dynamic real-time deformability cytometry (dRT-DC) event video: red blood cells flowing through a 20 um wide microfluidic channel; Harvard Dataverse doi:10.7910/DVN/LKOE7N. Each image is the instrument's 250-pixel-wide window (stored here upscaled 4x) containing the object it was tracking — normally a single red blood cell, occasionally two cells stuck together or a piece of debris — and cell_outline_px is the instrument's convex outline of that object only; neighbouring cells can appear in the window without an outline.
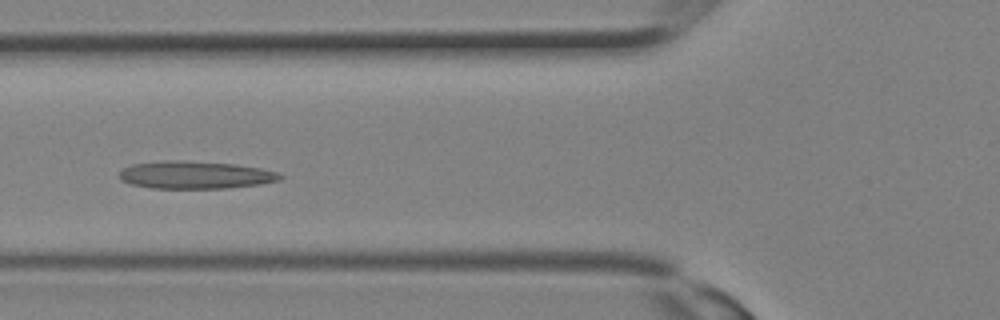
{"species": "Egyptian fruit bat (a non-hibernating species)", "species_latin": "Rousettus aegyptiacus", "temperature_condition": "room temperature", "stored_images_in_passage": 13, "camera_frame_rate_fps": 3000, "um_per_image_px": 0.085, "animal": {"sex": "female"}, "frame": {"image": 1, "passage_image": 6, "time_ms": 1.667, "image_size_px": [1000, 320], "cell_outline_px": [[284, 176], [280, 180], [260, 184], [224, 188], [152, 188], [132, 184], [120, 180], [120, 172], [124, 168], [132, 164], [164, 160], [184, 160], [236, 164], [260, 168], [276, 172]], "centroid_in_image_um": [16.6, 14.86], "position_along_channel_um": 109.2, "area_um2": 25.84}}
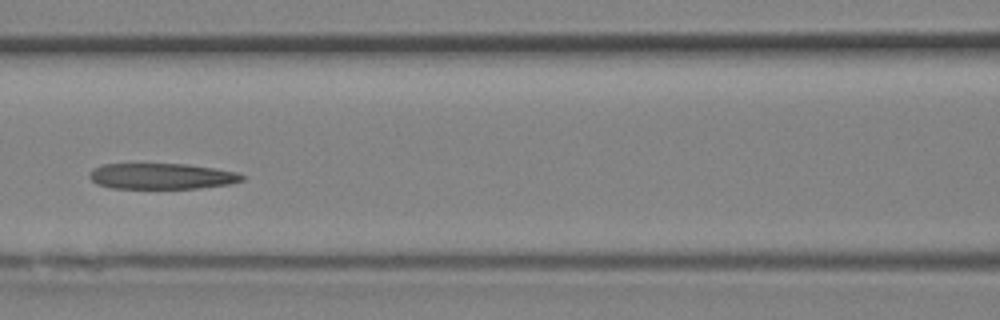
{"frame": {"image": 2, "passage_image": 8, "time_ms": 2.333, "image_size_px": [1000, 320], "cell_outline_px": [[244, 180], [228, 184], [196, 188], [112, 188], [96, 184], [88, 176], [88, 172], [92, 168], [104, 164], [188, 164], [236, 172], [244, 176]], "centroid_in_image_um": [13.68, 14.97], "position_along_channel_um": 152.9, "area_um2": 22.89}}
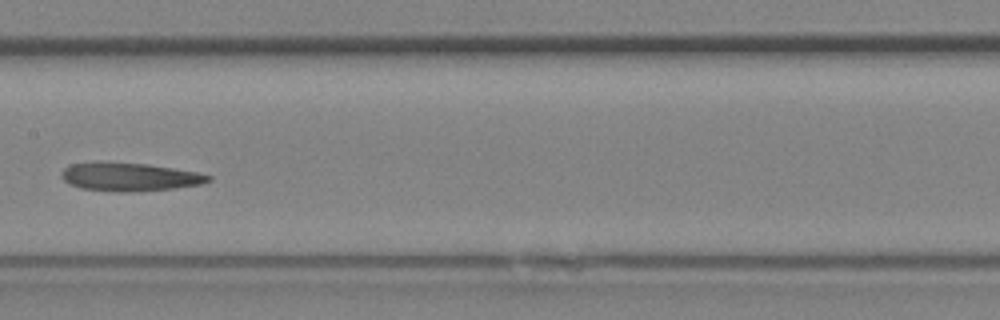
{"frame": {"image": 3, "passage_image": 10, "time_ms": 3.0, "image_size_px": [1000, 320], "cell_outline_px": [[212, 180], [200, 184], [172, 188], [124, 192], [116, 192], [80, 188], [68, 184], [60, 176], [64, 168], [72, 164], [148, 164], [196, 172], [212, 176]], "centroid_in_image_um": [11.03, 15.07], "position_along_channel_um": 196.4, "area_um2": 23.35}}